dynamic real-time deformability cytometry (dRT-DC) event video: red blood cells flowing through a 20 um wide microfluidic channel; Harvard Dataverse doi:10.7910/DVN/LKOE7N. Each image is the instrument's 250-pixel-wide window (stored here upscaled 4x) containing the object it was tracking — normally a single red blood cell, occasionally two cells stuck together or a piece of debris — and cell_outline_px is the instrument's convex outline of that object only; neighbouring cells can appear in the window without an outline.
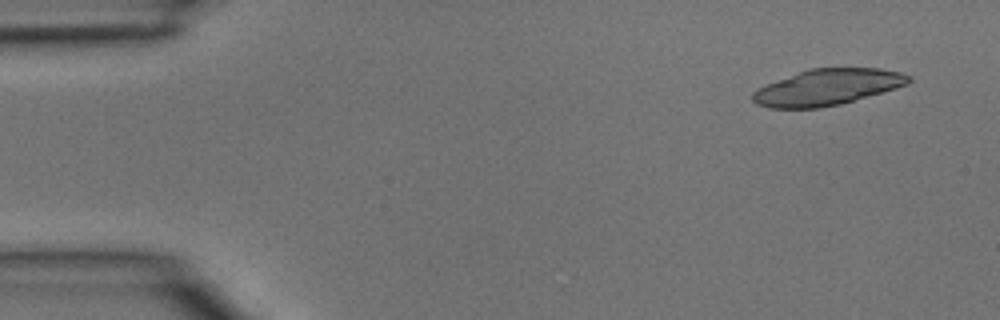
{"species": "common noctule bat (a hibernating species)", "species_latin": "Nyctalus noctula", "temperature_condition": "room temperature", "stored_images_in_passage": 3, "camera_frame_rate_fps": 3000, "um_per_image_px": 0.085, "animal": {"sex": "male", "body_mass_g": 15.6}, "frame": {"image": 1, "passage_image": 1, "time_ms": 0.0, "image_size_px": [1000, 320], "cell_outline_px": [[912, 80], [908, 84], [896, 88], [840, 104], [820, 108], [768, 108], [756, 104], [752, 100], [752, 92], [756, 88], [808, 68], [880, 68], [900, 72], [912, 76]], "centroid_in_image_um": [70.31, 7.41], "position_along_channel_um": 14.7, "area_um2": 32.89}}